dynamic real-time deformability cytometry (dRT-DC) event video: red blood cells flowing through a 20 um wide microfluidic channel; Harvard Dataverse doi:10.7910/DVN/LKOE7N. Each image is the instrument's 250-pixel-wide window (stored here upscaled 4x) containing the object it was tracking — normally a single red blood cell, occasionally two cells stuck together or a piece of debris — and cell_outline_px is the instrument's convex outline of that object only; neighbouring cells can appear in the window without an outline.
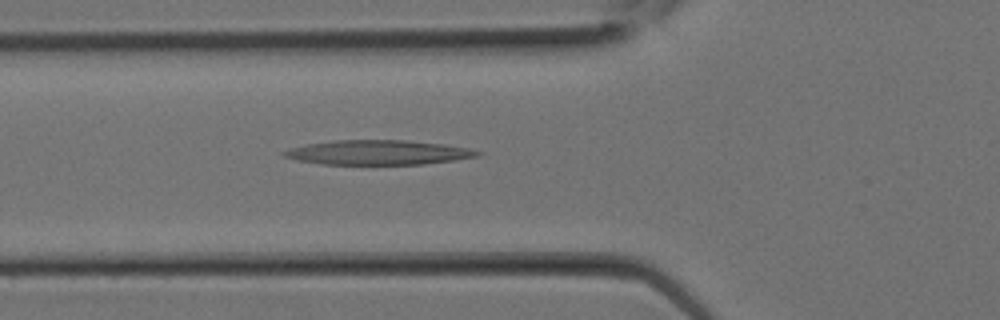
{"species": "Egyptian fruit bat (a non-hibernating species)", "species_latin": "Rousettus aegyptiacus", "temperature_condition": "room temperature", "stored_images_in_passage": 9, "camera_frame_rate_fps": 3000, "um_per_image_px": 0.085, "animal": {"sex": "female"}, "frame": {"image": 1, "passage_image": 9, "time_ms": 2.667, "image_size_px": [1000, 320], "cell_outline_px": [[484, 152], [476, 156], [452, 160], [424, 164], [320, 164], [296, 160], [284, 156], [280, 152], [288, 148], [308, 144], [336, 140], [404, 140], [444, 144], [468, 148]], "centroid_in_image_um": [32.09, 12.96], "position_along_channel_um": 93.7, "area_um2": 27.57}}